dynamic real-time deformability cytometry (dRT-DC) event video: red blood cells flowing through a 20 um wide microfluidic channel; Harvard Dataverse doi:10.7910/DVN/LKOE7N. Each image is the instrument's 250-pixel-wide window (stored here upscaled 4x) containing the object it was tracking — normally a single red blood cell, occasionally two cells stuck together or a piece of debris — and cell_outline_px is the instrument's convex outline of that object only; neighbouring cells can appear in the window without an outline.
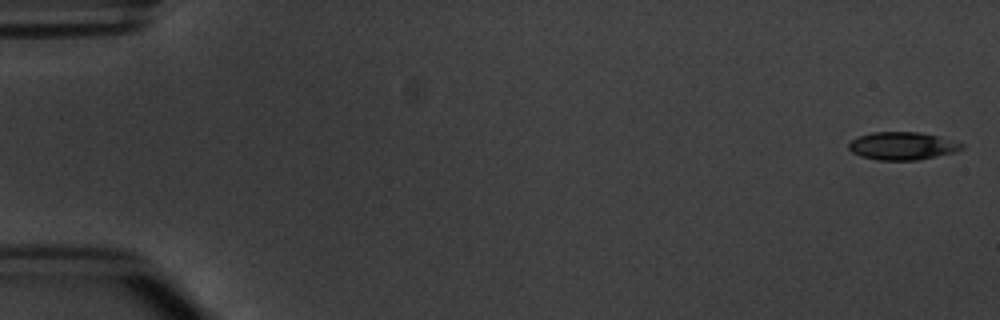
{"species": "common noctule bat (a hibernating species)", "species_latin": "Nyctalus noctula", "temperature_condition": "warm", "stored_images_in_passage": 6, "camera_frame_rate_fps": 3000, "um_per_image_px": 0.085, "animal": {"sex": "male", "body_mass_g": 20.1, "forearm_length_mm": 53.5}, "frame": {"image": 1, "passage_image": 1, "time_ms": 0.0, "image_size_px": [1000, 320], "cell_outline_px": [[964, 148], [952, 152], [936, 156], [916, 160], [876, 160], [860, 156], [852, 152], [848, 148], [848, 144], [852, 140], [860, 136], [872, 132], [920, 132], [936, 136], [964, 144]], "centroid_in_image_um": [76.65, 12.4], "position_along_channel_um": 8.3, "area_um2": 18.09}}
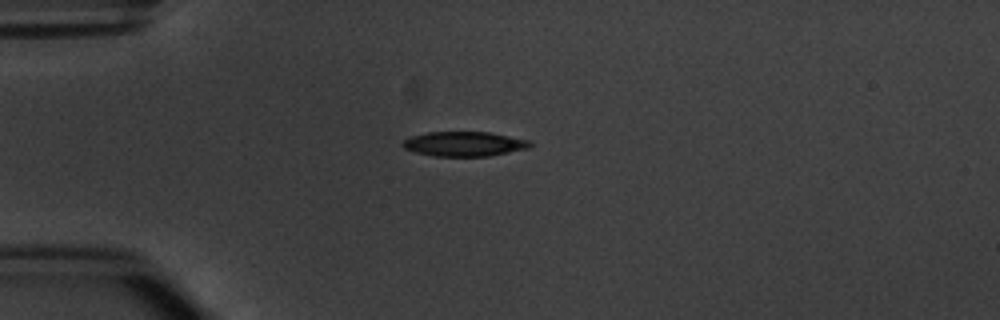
{"frame": {"image": 2, "passage_image": 4, "time_ms": 4.333, "image_size_px": [1000, 320], "cell_outline_px": [[532, 148], [488, 156], [432, 156], [416, 152], [404, 148], [400, 144], [404, 140], [412, 136], [428, 132], [488, 132], [528, 140], [532, 144]], "centroid_in_image_um": [39.46, 12.24], "position_along_channel_um": 45.5, "area_um2": 18.26}}
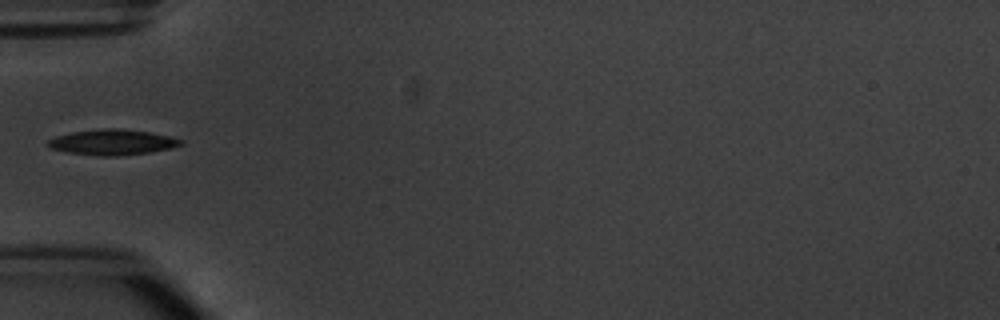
{"frame": {"image": 3, "passage_image": 5, "time_ms": 5.667, "image_size_px": [1000, 320], "cell_outline_px": [[184, 144], [172, 148], [148, 152], [116, 156], [100, 156], [68, 152], [48, 148], [44, 144], [48, 140], [56, 136], [72, 132], [100, 128], [120, 128], [148, 132], [168, 136], [184, 140]], "centroid_in_image_um": [9.52, 12.08], "position_along_channel_um": 75.5, "area_um2": 19.83}}